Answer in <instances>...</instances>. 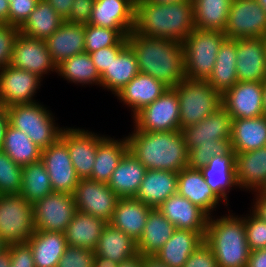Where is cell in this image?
I'll use <instances>...</instances> for the list:
<instances>
[{"label":"cell","instance_id":"obj_1","mask_svg":"<svg viewBox=\"0 0 266 267\" xmlns=\"http://www.w3.org/2000/svg\"><path fill=\"white\" fill-rule=\"evenodd\" d=\"M195 28L193 0L171 3L138 0L135 4L136 34L183 42Z\"/></svg>","mask_w":266,"mask_h":267},{"label":"cell","instance_id":"obj_2","mask_svg":"<svg viewBox=\"0 0 266 267\" xmlns=\"http://www.w3.org/2000/svg\"><path fill=\"white\" fill-rule=\"evenodd\" d=\"M135 52L139 73L147 74L174 88L186 79L182 42L166 38H149L133 31L127 36Z\"/></svg>","mask_w":266,"mask_h":267},{"label":"cell","instance_id":"obj_3","mask_svg":"<svg viewBox=\"0 0 266 267\" xmlns=\"http://www.w3.org/2000/svg\"><path fill=\"white\" fill-rule=\"evenodd\" d=\"M126 136L128 151L147 170H164L178 173L188 167V149L181 130L146 132L135 126Z\"/></svg>","mask_w":266,"mask_h":267},{"label":"cell","instance_id":"obj_4","mask_svg":"<svg viewBox=\"0 0 266 267\" xmlns=\"http://www.w3.org/2000/svg\"><path fill=\"white\" fill-rule=\"evenodd\" d=\"M231 128V115L223 106L199 123L183 128L181 131L189 151L188 167L200 169L214 156L229 154L232 151Z\"/></svg>","mask_w":266,"mask_h":267},{"label":"cell","instance_id":"obj_5","mask_svg":"<svg viewBox=\"0 0 266 267\" xmlns=\"http://www.w3.org/2000/svg\"><path fill=\"white\" fill-rule=\"evenodd\" d=\"M228 211V215L216 219L209 216L204 241L211 247L218 267H246L251 251L246 240L245 217Z\"/></svg>","mask_w":266,"mask_h":267},{"label":"cell","instance_id":"obj_6","mask_svg":"<svg viewBox=\"0 0 266 267\" xmlns=\"http://www.w3.org/2000/svg\"><path fill=\"white\" fill-rule=\"evenodd\" d=\"M224 32L195 28L182 42L184 71L187 80L207 81L211 76L216 56L223 41Z\"/></svg>","mask_w":266,"mask_h":267},{"label":"cell","instance_id":"obj_7","mask_svg":"<svg viewBox=\"0 0 266 267\" xmlns=\"http://www.w3.org/2000/svg\"><path fill=\"white\" fill-rule=\"evenodd\" d=\"M51 110L38 102L17 104L8 107L10 125L23 131L41 149L55 143L64 127L54 120Z\"/></svg>","mask_w":266,"mask_h":267},{"label":"cell","instance_id":"obj_8","mask_svg":"<svg viewBox=\"0 0 266 267\" xmlns=\"http://www.w3.org/2000/svg\"><path fill=\"white\" fill-rule=\"evenodd\" d=\"M173 89L179 99L180 130L199 123L222 106V95L207 81L184 79Z\"/></svg>","mask_w":266,"mask_h":267},{"label":"cell","instance_id":"obj_9","mask_svg":"<svg viewBox=\"0 0 266 267\" xmlns=\"http://www.w3.org/2000/svg\"><path fill=\"white\" fill-rule=\"evenodd\" d=\"M33 204L20 194L0 195V237L7 244L23 243L34 234Z\"/></svg>","mask_w":266,"mask_h":267},{"label":"cell","instance_id":"obj_10","mask_svg":"<svg viewBox=\"0 0 266 267\" xmlns=\"http://www.w3.org/2000/svg\"><path fill=\"white\" fill-rule=\"evenodd\" d=\"M179 109L177 93L173 88H169L133 116V126L146 132L178 131L180 130Z\"/></svg>","mask_w":266,"mask_h":267},{"label":"cell","instance_id":"obj_11","mask_svg":"<svg viewBox=\"0 0 266 267\" xmlns=\"http://www.w3.org/2000/svg\"><path fill=\"white\" fill-rule=\"evenodd\" d=\"M76 211L73 194L50 193L33 204L34 228L64 233Z\"/></svg>","mask_w":266,"mask_h":267},{"label":"cell","instance_id":"obj_12","mask_svg":"<svg viewBox=\"0 0 266 267\" xmlns=\"http://www.w3.org/2000/svg\"><path fill=\"white\" fill-rule=\"evenodd\" d=\"M224 33L230 39L266 38V11L257 0H232Z\"/></svg>","mask_w":266,"mask_h":267},{"label":"cell","instance_id":"obj_13","mask_svg":"<svg viewBox=\"0 0 266 267\" xmlns=\"http://www.w3.org/2000/svg\"><path fill=\"white\" fill-rule=\"evenodd\" d=\"M76 210L110 223L119 197L108 183L80 179L73 193Z\"/></svg>","mask_w":266,"mask_h":267},{"label":"cell","instance_id":"obj_14","mask_svg":"<svg viewBox=\"0 0 266 267\" xmlns=\"http://www.w3.org/2000/svg\"><path fill=\"white\" fill-rule=\"evenodd\" d=\"M105 135L85 129L67 127L61 132L60 139L67 145L70 159L79 179L91 177L98 144Z\"/></svg>","mask_w":266,"mask_h":267},{"label":"cell","instance_id":"obj_15","mask_svg":"<svg viewBox=\"0 0 266 267\" xmlns=\"http://www.w3.org/2000/svg\"><path fill=\"white\" fill-rule=\"evenodd\" d=\"M41 161L46 167L53 191L73 194L80 179L73 167L67 145L60 138L42 149Z\"/></svg>","mask_w":266,"mask_h":267},{"label":"cell","instance_id":"obj_16","mask_svg":"<svg viewBox=\"0 0 266 267\" xmlns=\"http://www.w3.org/2000/svg\"><path fill=\"white\" fill-rule=\"evenodd\" d=\"M42 79L36 74L8 65L0 70V103L9 107L35 103Z\"/></svg>","mask_w":266,"mask_h":267},{"label":"cell","instance_id":"obj_17","mask_svg":"<svg viewBox=\"0 0 266 267\" xmlns=\"http://www.w3.org/2000/svg\"><path fill=\"white\" fill-rule=\"evenodd\" d=\"M12 67L36 74L41 79L43 75L57 72L45 41L29 38L18 34L11 57Z\"/></svg>","mask_w":266,"mask_h":267},{"label":"cell","instance_id":"obj_18","mask_svg":"<svg viewBox=\"0 0 266 267\" xmlns=\"http://www.w3.org/2000/svg\"><path fill=\"white\" fill-rule=\"evenodd\" d=\"M263 81H238L222 95V106L232 119L263 116Z\"/></svg>","mask_w":266,"mask_h":267},{"label":"cell","instance_id":"obj_19","mask_svg":"<svg viewBox=\"0 0 266 267\" xmlns=\"http://www.w3.org/2000/svg\"><path fill=\"white\" fill-rule=\"evenodd\" d=\"M137 1L95 0L89 24L116 29L123 37H127L133 31Z\"/></svg>","mask_w":266,"mask_h":267},{"label":"cell","instance_id":"obj_20","mask_svg":"<svg viewBox=\"0 0 266 267\" xmlns=\"http://www.w3.org/2000/svg\"><path fill=\"white\" fill-rule=\"evenodd\" d=\"M238 81L266 79V38L236 39Z\"/></svg>","mask_w":266,"mask_h":267},{"label":"cell","instance_id":"obj_21","mask_svg":"<svg viewBox=\"0 0 266 267\" xmlns=\"http://www.w3.org/2000/svg\"><path fill=\"white\" fill-rule=\"evenodd\" d=\"M157 209L176 229L197 231L205 237L209 215L178 192L167 198Z\"/></svg>","mask_w":266,"mask_h":267},{"label":"cell","instance_id":"obj_22","mask_svg":"<svg viewBox=\"0 0 266 267\" xmlns=\"http://www.w3.org/2000/svg\"><path fill=\"white\" fill-rule=\"evenodd\" d=\"M45 42L57 67L68 58L85 52V24L64 21Z\"/></svg>","mask_w":266,"mask_h":267},{"label":"cell","instance_id":"obj_23","mask_svg":"<svg viewBox=\"0 0 266 267\" xmlns=\"http://www.w3.org/2000/svg\"><path fill=\"white\" fill-rule=\"evenodd\" d=\"M237 186L249 192L266 191V146L235 154Z\"/></svg>","mask_w":266,"mask_h":267},{"label":"cell","instance_id":"obj_24","mask_svg":"<svg viewBox=\"0 0 266 267\" xmlns=\"http://www.w3.org/2000/svg\"><path fill=\"white\" fill-rule=\"evenodd\" d=\"M167 89L163 82L150 75L138 73L115 96L131 109L132 117L159 98Z\"/></svg>","mask_w":266,"mask_h":267},{"label":"cell","instance_id":"obj_25","mask_svg":"<svg viewBox=\"0 0 266 267\" xmlns=\"http://www.w3.org/2000/svg\"><path fill=\"white\" fill-rule=\"evenodd\" d=\"M177 192L199 206L209 216L220 206L221 200L206 183L200 169L183 168L178 172Z\"/></svg>","mask_w":266,"mask_h":267},{"label":"cell","instance_id":"obj_26","mask_svg":"<svg viewBox=\"0 0 266 267\" xmlns=\"http://www.w3.org/2000/svg\"><path fill=\"white\" fill-rule=\"evenodd\" d=\"M200 171L213 193L228 206V193L231 189L238 187L235 173V152L232 150L225 156H214L206 166L200 168Z\"/></svg>","mask_w":266,"mask_h":267},{"label":"cell","instance_id":"obj_27","mask_svg":"<svg viewBox=\"0 0 266 267\" xmlns=\"http://www.w3.org/2000/svg\"><path fill=\"white\" fill-rule=\"evenodd\" d=\"M152 209L135 197L119 198L109 224L122 230L137 242L143 233L147 217Z\"/></svg>","mask_w":266,"mask_h":267},{"label":"cell","instance_id":"obj_28","mask_svg":"<svg viewBox=\"0 0 266 267\" xmlns=\"http://www.w3.org/2000/svg\"><path fill=\"white\" fill-rule=\"evenodd\" d=\"M178 173L164 170H147L135 198L151 208H157L177 193Z\"/></svg>","mask_w":266,"mask_h":267},{"label":"cell","instance_id":"obj_29","mask_svg":"<svg viewBox=\"0 0 266 267\" xmlns=\"http://www.w3.org/2000/svg\"><path fill=\"white\" fill-rule=\"evenodd\" d=\"M204 241L197 231L175 229L171 238L154 254L168 267H183L194 250Z\"/></svg>","mask_w":266,"mask_h":267},{"label":"cell","instance_id":"obj_30","mask_svg":"<svg viewBox=\"0 0 266 267\" xmlns=\"http://www.w3.org/2000/svg\"><path fill=\"white\" fill-rule=\"evenodd\" d=\"M146 171L140 161L127 151L113 171L108 185L119 198L135 197Z\"/></svg>","mask_w":266,"mask_h":267},{"label":"cell","instance_id":"obj_31","mask_svg":"<svg viewBox=\"0 0 266 267\" xmlns=\"http://www.w3.org/2000/svg\"><path fill=\"white\" fill-rule=\"evenodd\" d=\"M230 140L235 154L266 146V116L232 119Z\"/></svg>","mask_w":266,"mask_h":267},{"label":"cell","instance_id":"obj_32","mask_svg":"<svg viewBox=\"0 0 266 267\" xmlns=\"http://www.w3.org/2000/svg\"><path fill=\"white\" fill-rule=\"evenodd\" d=\"M35 267H57L68 244L65 234L54 231H38L28 239Z\"/></svg>","mask_w":266,"mask_h":267},{"label":"cell","instance_id":"obj_33","mask_svg":"<svg viewBox=\"0 0 266 267\" xmlns=\"http://www.w3.org/2000/svg\"><path fill=\"white\" fill-rule=\"evenodd\" d=\"M107 224L96 216L76 211L64 232L67 244L94 251Z\"/></svg>","mask_w":266,"mask_h":267},{"label":"cell","instance_id":"obj_34","mask_svg":"<svg viewBox=\"0 0 266 267\" xmlns=\"http://www.w3.org/2000/svg\"><path fill=\"white\" fill-rule=\"evenodd\" d=\"M236 61V39L226 38L216 56L213 72L207 80L221 95L238 82Z\"/></svg>","mask_w":266,"mask_h":267},{"label":"cell","instance_id":"obj_35","mask_svg":"<svg viewBox=\"0 0 266 267\" xmlns=\"http://www.w3.org/2000/svg\"><path fill=\"white\" fill-rule=\"evenodd\" d=\"M175 226L157 209L153 208L146 221L143 233L137 241L141 256L154 254L171 238Z\"/></svg>","mask_w":266,"mask_h":267},{"label":"cell","instance_id":"obj_36","mask_svg":"<svg viewBox=\"0 0 266 267\" xmlns=\"http://www.w3.org/2000/svg\"><path fill=\"white\" fill-rule=\"evenodd\" d=\"M139 73L137 57L127 45L101 75L100 86L114 96Z\"/></svg>","mask_w":266,"mask_h":267},{"label":"cell","instance_id":"obj_37","mask_svg":"<svg viewBox=\"0 0 266 267\" xmlns=\"http://www.w3.org/2000/svg\"><path fill=\"white\" fill-rule=\"evenodd\" d=\"M128 151L127 138L116 139L108 135L98 144L90 180L108 183L119 161Z\"/></svg>","mask_w":266,"mask_h":267},{"label":"cell","instance_id":"obj_38","mask_svg":"<svg viewBox=\"0 0 266 267\" xmlns=\"http://www.w3.org/2000/svg\"><path fill=\"white\" fill-rule=\"evenodd\" d=\"M64 21L46 0H38L35 9L19 27V32L29 38L46 41Z\"/></svg>","mask_w":266,"mask_h":267},{"label":"cell","instance_id":"obj_39","mask_svg":"<svg viewBox=\"0 0 266 267\" xmlns=\"http://www.w3.org/2000/svg\"><path fill=\"white\" fill-rule=\"evenodd\" d=\"M95 254L118 263L138 254L137 242L122 230L107 224L98 240Z\"/></svg>","mask_w":266,"mask_h":267},{"label":"cell","instance_id":"obj_40","mask_svg":"<svg viewBox=\"0 0 266 267\" xmlns=\"http://www.w3.org/2000/svg\"><path fill=\"white\" fill-rule=\"evenodd\" d=\"M232 0H193L195 27L225 31Z\"/></svg>","mask_w":266,"mask_h":267},{"label":"cell","instance_id":"obj_41","mask_svg":"<svg viewBox=\"0 0 266 267\" xmlns=\"http://www.w3.org/2000/svg\"><path fill=\"white\" fill-rule=\"evenodd\" d=\"M58 76L66 81L83 85H98L101 83V76L94 66L89 53L76 54L57 66Z\"/></svg>","mask_w":266,"mask_h":267},{"label":"cell","instance_id":"obj_42","mask_svg":"<svg viewBox=\"0 0 266 267\" xmlns=\"http://www.w3.org/2000/svg\"><path fill=\"white\" fill-rule=\"evenodd\" d=\"M2 150L22 167L41 160L42 149L27 134L11 125L7 128Z\"/></svg>","mask_w":266,"mask_h":267},{"label":"cell","instance_id":"obj_43","mask_svg":"<svg viewBox=\"0 0 266 267\" xmlns=\"http://www.w3.org/2000/svg\"><path fill=\"white\" fill-rule=\"evenodd\" d=\"M49 175L44 163H30L23 166L20 195L31 204L53 193Z\"/></svg>","mask_w":266,"mask_h":267},{"label":"cell","instance_id":"obj_44","mask_svg":"<svg viewBox=\"0 0 266 267\" xmlns=\"http://www.w3.org/2000/svg\"><path fill=\"white\" fill-rule=\"evenodd\" d=\"M23 167L0 151V195L20 194Z\"/></svg>","mask_w":266,"mask_h":267},{"label":"cell","instance_id":"obj_45","mask_svg":"<svg viewBox=\"0 0 266 267\" xmlns=\"http://www.w3.org/2000/svg\"><path fill=\"white\" fill-rule=\"evenodd\" d=\"M123 36L116 30L85 24V52L92 53L104 47L116 45Z\"/></svg>","mask_w":266,"mask_h":267},{"label":"cell","instance_id":"obj_46","mask_svg":"<svg viewBox=\"0 0 266 267\" xmlns=\"http://www.w3.org/2000/svg\"><path fill=\"white\" fill-rule=\"evenodd\" d=\"M248 215L245 217L244 225L250 251L266 248V222L252 210Z\"/></svg>","mask_w":266,"mask_h":267},{"label":"cell","instance_id":"obj_47","mask_svg":"<svg viewBox=\"0 0 266 267\" xmlns=\"http://www.w3.org/2000/svg\"><path fill=\"white\" fill-rule=\"evenodd\" d=\"M94 260L93 250L68 245L57 267H94Z\"/></svg>","mask_w":266,"mask_h":267},{"label":"cell","instance_id":"obj_48","mask_svg":"<svg viewBox=\"0 0 266 267\" xmlns=\"http://www.w3.org/2000/svg\"><path fill=\"white\" fill-rule=\"evenodd\" d=\"M19 28L13 25H0V70L10 65L15 40Z\"/></svg>","mask_w":266,"mask_h":267},{"label":"cell","instance_id":"obj_49","mask_svg":"<svg viewBox=\"0 0 266 267\" xmlns=\"http://www.w3.org/2000/svg\"><path fill=\"white\" fill-rule=\"evenodd\" d=\"M128 45L127 37H123L116 45L104 47L95 52L90 53L94 66L100 76L109 68L112 60Z\"/></svg>","mask_w":266,"mask_h":267},{"label":"cell","instance_id":"obj_50","mask_svg":"<svg viewBox=\"0 0 266 267\" xmlns=\"http://www.w3.org/2000/svg\"><path fill=\"white\" fill-rule=\"evenodd\" d=\"M38 0H12L9 2L8 24L20 27L35 9Z\"/></svg>","mask_w":266,"mask_h":267},{"label":"cell","instance_id":"obj_51","mask_svg":"<svg viewBox=\"0 0 266 267\" xmlns=\"http://www.w3.org/2000/svg\"><path fill=\"white\" fill-rule=\"evenodd\" d=\"M183 267H218L211 247L203 241L189 256Z\"/></svg>","mask_w":266,"mask_h":267},{"label":"cell","instance_id":"obj_52","mask_svg":"<svg viewBox=\"0 0 266 267\" xmlns=\"http://www.w3.org/2000/svg\"><path fill=\"white\" fill-rule=\"evenodd\" d=\"M10 251V267H35L31 248L27 242L7 245Z\"/></svg>","mask_w":266,"mask_h":267},{"label":"cell","instance_id":"obj_53","mask_svg":"<svg viewBox=\"0 0 266 267\" xmlns=\"http://www.w3.org/2000/svg\"><path fill=\"white\" fill-rule=\"evenodd\" d=\"M95 0H73L70 15L65 20L70 23H89Z\"/></svg>","mask_w":266,"mask_h":267},{"label":"cell","instance_id":"obj_54","mask_svg":"<svg viewBox=\"0 0 266 267\" xmlns=\"http://www.w3.org/2000/svg\"><path fill=\"white\" fill-rule=\"evenodd\" d=\"M254 196L256 201L253 202L254 207H251V210L266 222V191H255Z\"/></svg>","mask_w":266,"mask_h":267},{"label":"cell","instance_id":"obj_55","mask_svg":"<svg viewBox=\"0 0 266 267\" xmlns=\"http://www.w3.org/2000/svg\"><path fill=\"white\" fill-rule=\"evenodd\" d=\"M55 10V12L66 20L70 15L73 0H46Z\"/></svg>","mask_w":266,"mask_h":267},{"label":"cell","instance_id":"obj_56","mask_svg":"<svg viewBox=\"0 0 266 267\" xmlns=\"http://www.w3.org/2000/svg\"><path fill=\"white\" fill-rule=\"evenodd\" d=\"M10 125L8 107L0 103V151L2 150L7 128Z\"/></svg>","mask_w":266,"mask_h":267},{"label":"cell","instance_id":"obj_57","mask_svg":"<svg viewBox=\"0 0 266 267\" xmlns=\"http://www.w3.org/2000/svg\"><path fill=\"white\" fill-rule=\"evenodd\" d=\"M246 267H266V248L251 251Z\"/></svg>","mask_w":266,"mask_h":267},{"label":"cell","instance_id":"obj_58","mask_svg":"<svg viewBox=\"0 0 266 267\" xmlns=\"http://www.w3.org/2000/svg\"><path fill=\"white\" fill-rule=\"evenodd\" d=\"M9 5L8 0H0V25L8 24Z\"/></svg>","mask_w":266,"mask_h":267},{"label":"cell","instance_id":"obj_59","mask_svg":"<svg viewBox=\"0 0 266 267\" xmlns=\"http://www.w3.org/2000/svg\"><path fill=\"white\" fill-rule=\"evenodd\" d=\"M118 267H142V256L140 253L130 257L118 264Z\"/></svg>","mask_w":266,"mask_h":267},{"label":"cell","instance_id":"obj_60","mask_svg":"<svg viewBox=\"0 0 266 267\" xmlns=\"http://www.w3.org/2000/svg\"><path fill=\"white\" fill-rule=\"evenodd\" d=\"M118 262L95 254L94 267H118Z\"/></svg>","mask_w":266,"mask_h":267},{"label":"cell","instance_id":"obj_61","mask_svg":"<svg viewBox=\"0 0 266 267\" xmlns=\"http://www.w3.org/2000/svg\"><path fill=\"white\" fill-rule=\"evenodd\" d=\"M142 267H168L155 256H142Z\"/></svg>","mask_w":266,"mask_h":267},{"label":"cell","instance_id":"obj_62","mask_svg":"<svg viewBox=\"0 0 266 267\" xmlns=\"http://www.w3.org/2000/svg\"><path fill=\"white\" fill-rule=\"evenodd\" d=\"M10 264H11L10 251L8 248H6L0 253V267H10Z\"/></svg>","mask_w":266,"mask_h":267},{"label":"cell","instance_id":"obj_63","mask_svg":"<svg viewBox=\"0 0 266 267\" xmlns=\"http://www.w3.org/2000/svg\"><path fill=\"white\" fill-rule=\"evenodd\" d=\"M262 103H263V114L266 116V79L263 81Z\"/></svg>","mask_w":266,"mask_h":267},{"label":"cell","instance_id":"obj_64","mask_svg":"<svg viewBox=\"0 0 266 267\" xmlns=\"http://www.w3.org/2000/svg\"><path fill=\"white\" fill-rule=\"evenodd\" d=\"M147 1H152L155 3H171V2L181 1V0H147Z\"/></svg>","mask_w":266,"mask_h":267},{"label":"cell","instance_id":"obj_65","mask_svg":"<svg viewBox=\"0 0 266 267\" xmlns=\"http://www.w3.org/2000/svg\"><path fill=\"white\" fill-rule=\"evenodd\" d=\"M7 248V244L0 237V253Z\"/></svg>","mask_w":266,"mask_h":267},{"label":"cell","instance_id":"obj_66","mask_svg":"<svg viewBox=\"0 0 266 267\" xmlns=\"http://www.w3.org/2000/svg\"><path fill=\"white\" fill-rule=\"evenodd\" d=\"M257 2L263 7V9L266 11V0H257Z\"/></svg>","mask_w":266,"mask_h":267}]
</instances>
